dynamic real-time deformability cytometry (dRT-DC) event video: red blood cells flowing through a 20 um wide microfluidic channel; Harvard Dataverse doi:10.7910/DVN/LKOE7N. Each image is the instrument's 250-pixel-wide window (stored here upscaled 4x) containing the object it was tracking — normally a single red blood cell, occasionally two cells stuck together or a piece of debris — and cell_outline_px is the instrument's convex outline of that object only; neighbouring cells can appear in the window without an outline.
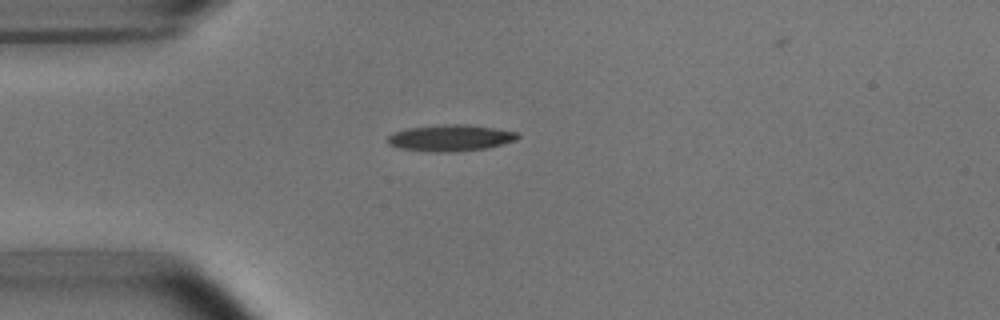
{"species": "common noctule bat (a hibernating species)", "species_latin": "Nyctalus noctula", "temperature_condition": "room temperature", "stored_images_in_passage": 41, "camera_frame_rate_fps": 3000, "um_per_image_px": 0.085, "animal": {"sex": "male", "body_mass_g": 15.6}, "frame": {"image": 1, "passage_image": 3, "time_ms": 0.667, "image_size_px": [1000, 320], "cell_outline_px": [[520, 136], [516, 140], [484, 148], [452, 152], [428, 152], [400, 148], [388, 144], [388, 136], [396, 132], [408, 128], [444, 124], [464, 124], [492, 128], [516, 132]], "centroid_in_image_um": [38.25, 11.73], "position_along_channel_um": 46.7, "area_um2": 19.71}}
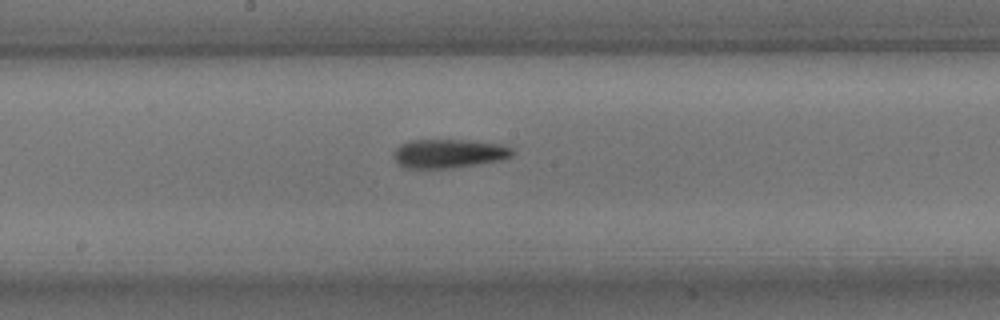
{"frame": {"image": 2, "passage_image": 17, "time_ms": 5.333, "image_size_px": [1000, 320], "cell_outline_px": [[516, 152], [512, 156], [500, 160], [452, 168], [404, 168], [396, 164], [392, 156], [392, 152], [400, 144], [408, 140], [468, 140], [500, 144], [512, 148]], "centroid_in_image_um": [38.09, 13.05], "position_along_channel_um": 210.1, "area_um2": 20.23}}
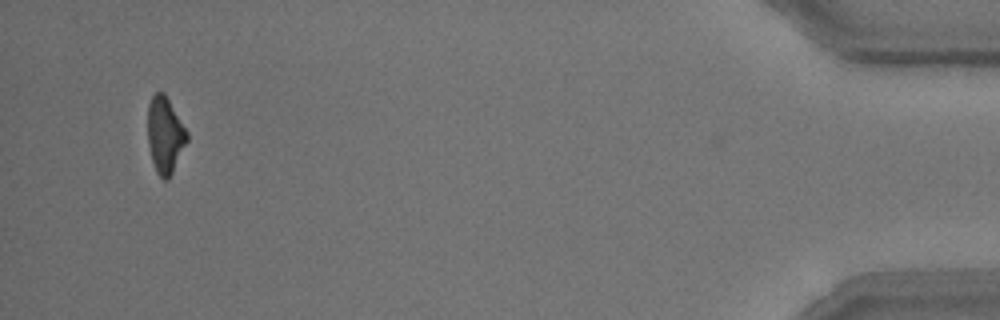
{"frame": {"image": 3, "passage_image": 40, "time_ms": 13.0, "image_size_px": [1000, 320], "cell_outline_px": [[188, 140], [168, 180], [164, 180], [156, 172], [152, 160], [148, 144], [148, 104], [152, 96], [156, 92], [164, 92], [188, 132]], "centroid_in_image_um": [14.02, 11.47], "position_along_channel_um": 421.2, "area_um2": 17.34}}